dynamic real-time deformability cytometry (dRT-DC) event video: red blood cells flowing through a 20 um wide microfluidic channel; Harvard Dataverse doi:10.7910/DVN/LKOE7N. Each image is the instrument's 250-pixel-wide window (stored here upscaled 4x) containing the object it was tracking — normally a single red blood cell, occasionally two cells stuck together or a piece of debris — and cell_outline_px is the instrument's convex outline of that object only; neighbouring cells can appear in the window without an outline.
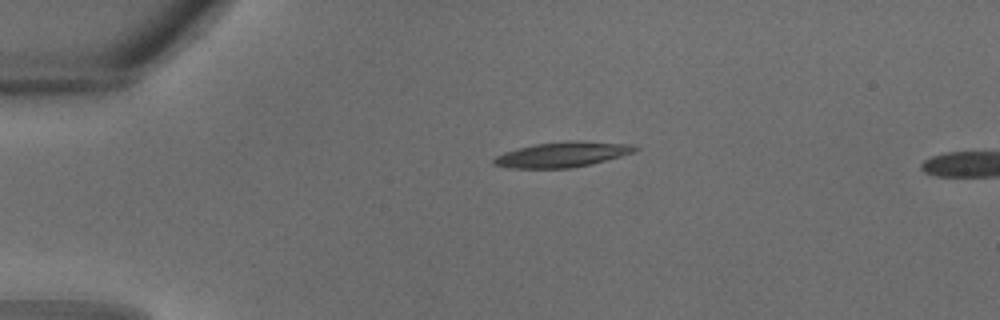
{"species": "common noctule bat (a hibernating species)", "species_latin": "Nyctalus noctula", "temperature_condition": "warm", "stored_images_in_passage": 23, "camera_frame_rate_fps": 3000, "um_per_image_px": 0.085, "animal": {"sex": "male", "body_mass_g": 18.8}, "frame": {"image": 1, "passage_image": 1, "time_ms": 0.0, "image_size_px": [1000, 320], "cell_outline_px": [[640, 148], [632, 152], [620, 156], [572, 168], [508, 168], [492, 164], [492, 160], [496, 156], [504, 152], [536, 144], [568, 140], [580, 140], [632, 144]], "centroid_in_image_um": [47.78, 13.12], "position_along_channel_um": 37.2, "area_um2": 20.63}}
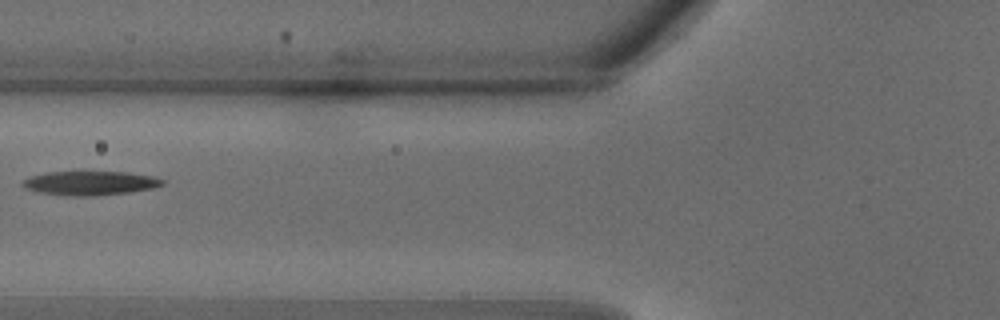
{"frame": {"image": 2, "passage_image": 7, "time_ms": 2.0, "image_size_px": [1000, 320], "cell_outline_px": [[164, 184], [152, 188], [128, 192], [92, 196], [68, 196], [40, 192], [24, 188], [20, 184], [20, 180], [32, 176], [48, 172], [128, 172], [152, 176], [164, 180]], "centroid_in_image_um": [7.62, 15.56], "position_along_channel_um": 118.2, "area_um2": 19.54}}
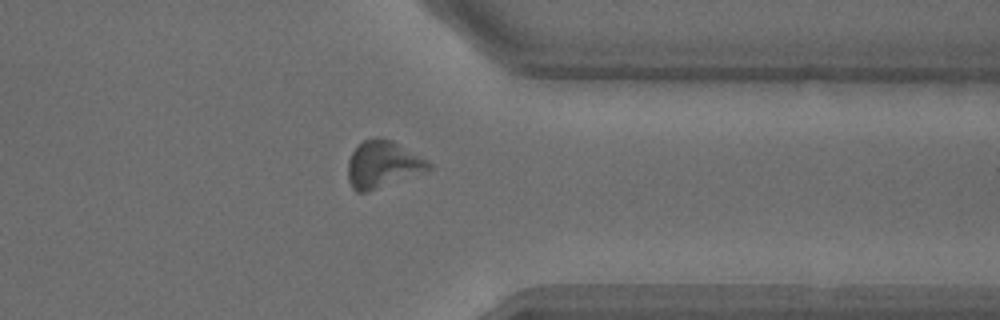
{"frame": {"image": 3, "passage_image": 20, "time_ms": 6.333, "image_size_px": [1000, 320], "cell_outline_px": [[432, 168], [368, 192], [356, 192], [352, 188], [348, 180], [348, 160], [352, 152], [364, 140], [376, 136], [392, 140], [432, 164]], "centroid_in_image_um": [32.48, 13.97], "position_along_channel_um": 378.9, "area_um2": 21.68}}